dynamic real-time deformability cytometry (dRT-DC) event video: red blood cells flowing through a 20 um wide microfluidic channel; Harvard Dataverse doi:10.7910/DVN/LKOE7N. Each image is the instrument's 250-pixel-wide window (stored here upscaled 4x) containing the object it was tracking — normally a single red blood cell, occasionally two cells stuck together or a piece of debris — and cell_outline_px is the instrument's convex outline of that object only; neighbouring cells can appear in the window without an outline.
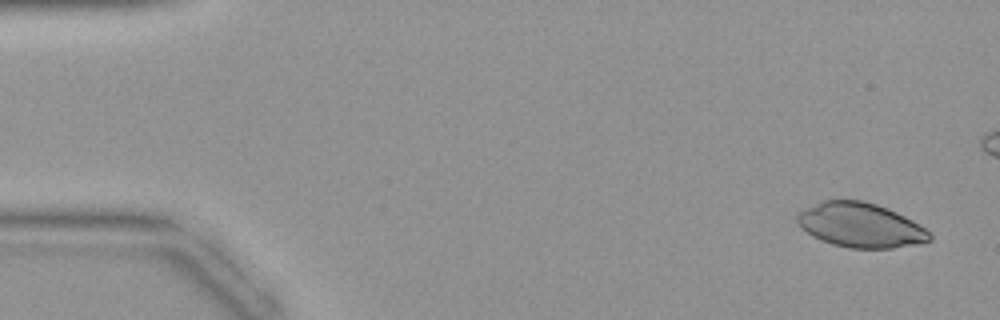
{"species": "common noctule bat (a hibernating species)", "species_latin": "Nyctalus noctula", "temperature_condition": "warm", "stored_images_in_passage": 35, "camera_frame_rate_fps": 3000, "um_per_image_px": 0.085, "animal": {"sex": "female", "body_mass_g": 19.9}, "frame": {"image": 1, "passage_image": 1, "time_ms": 0.0, "image_size_px": [1000, 320], "cell_outline_px": [[932, 240], [916, 244], [892, 248], [848, 248], [832, 244], [820, 240], [812, 236], [800, 228], [796, 220], [796, 216], [804, 208], [824, 200], [864, 200], [888, 208], [912, 220], [924, 228], [932, 236]], "centroid_in_image_um": [73.11, 19.14], "position_along_channel_um": 11.9, "area_um2": 34.39}}